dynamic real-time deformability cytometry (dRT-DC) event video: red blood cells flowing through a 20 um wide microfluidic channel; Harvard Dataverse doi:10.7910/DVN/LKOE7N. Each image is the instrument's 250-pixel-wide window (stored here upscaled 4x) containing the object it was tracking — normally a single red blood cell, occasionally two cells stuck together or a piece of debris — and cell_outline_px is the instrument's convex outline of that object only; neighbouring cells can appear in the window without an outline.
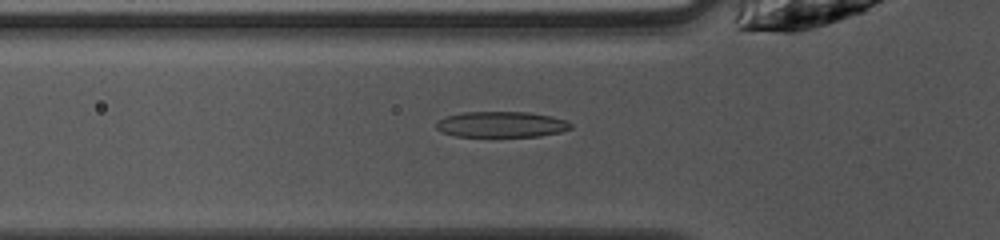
{"species": "common noctule bat (a hibernating species)", "species_latin": "Nyctalus noctula", "temperature_condition": "warm", "stored_images_in_passage": 47, "camera_frame_rate_fps": 3000, "um_per_image_px": 0.085, "animal": {"sex": "female", "body_mass_g": 10.0, "forearm_length_mm": 53.1}, "frame": {"image": 1, "passage_image": 14, "time_ms": 4.333, "image_size_px": [1000, 240], "cell_outline_px": [[572, 128], [560, 132], [540, 136], [456, 136], [440, 132], [436, 128], [436, 124], [444, 116], [464, 112], [528, 112], [552, 116], [564, 120], [572, 124]], "centroid_in_image_um": [42.6, 10.57], "position_along_channel_um": 83.2, "area_um2": 20.17}}
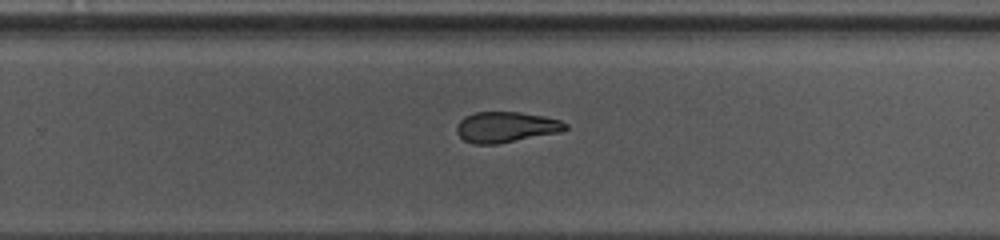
{"frame": {"image": 2, "passage_image": 29, "time_ms": 9.333, "image_size_px": [1000, 240], "cell_outline_px": [[568, 128], [560, 132], [496, 144], [472, 144], [464, 140], [456, 132], [456, 128], [460, 120], [464, 116], [476, 112], [520, 112], [544, 116], [560, 120], [568, 124]], "centroid_in_image_um": [43.0, 10.8], "position_along_channel_um": 286.8, "area_um2": 19.42}}
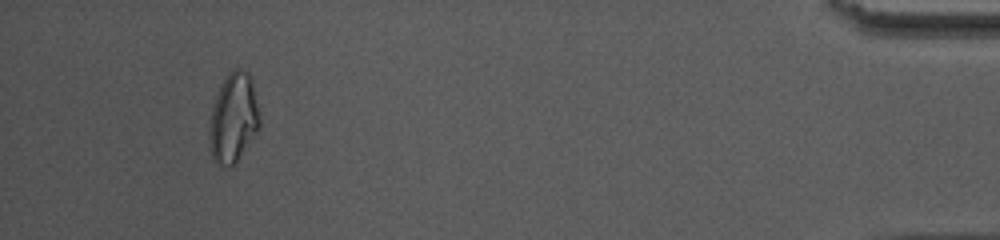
{"frame": {"image": 3, "passage_image": 44, "time_ms": 14.333, "image_size_px": [1000, 240], "cell_outline_px": [[260, 124], [256, 132], [236, 160], [232, 164], [216, 164], [212, 160], [208, 148], [208, 132], [212, 108], [220, 84], [228, 72], [232, 68], [240, 68], [248, 72], [252, 80], [260, 116]], "centroid_in_image_um": [19.8, 9.98], "position_along_channel_um": 415.4, "area_um2": 26.18}, "authors_computed_cell_mechanics": {"area_um2": 20.9236, "velocity_mm_per_s": 4.0586, "shape_relaxation_time_tau1_ms": 5.3725, "shape_relaxation_time_tau2_ms": 3.6793, "deformation_change_tau1": 0.1884, "deformation_change_tau2": 0.1141}}